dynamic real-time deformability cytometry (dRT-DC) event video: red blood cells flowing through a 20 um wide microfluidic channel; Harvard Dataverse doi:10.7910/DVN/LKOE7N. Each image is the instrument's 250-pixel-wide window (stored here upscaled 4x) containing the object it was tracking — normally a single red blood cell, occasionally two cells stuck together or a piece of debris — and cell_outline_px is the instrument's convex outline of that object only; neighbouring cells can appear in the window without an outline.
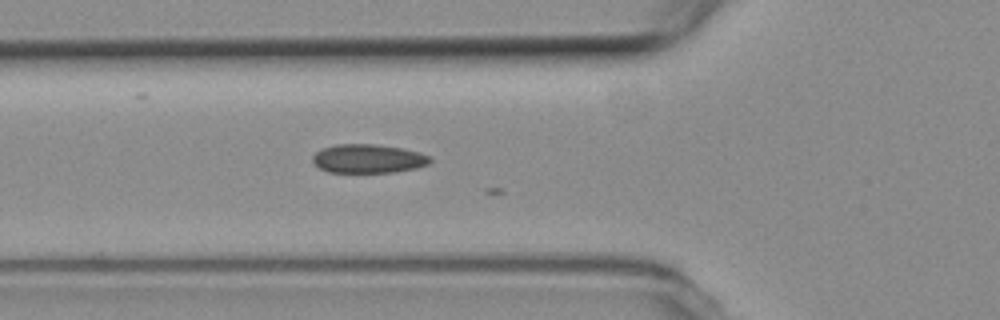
{"species": "common noctule bat (a hibernating species)", "species_latin": "Nyctalus noctula", "temperature_condition": "room temperature", "stored_images_in_passage": 16, "camera_frame_rate_fps": 3000, "um_per_image_px": 0.085, "animal": {"sex": "female", "body_mass_g": 19.3, "forearm_length_mm": 54.1}, "frame": {"image": 1, "passage_image": 10, "time_ms": 3.0, "image_size_px": [1000, 320], "cell_outline_px": [[432, 160], [428, 164], [416, 168], [396, 172], [328, 172], [320, 168], [312, 160], [312, 156], [316, 152], [324, 148], [336, 144], [376, 144], [404, 148], [420, 152], [432, 156]], "centroid_in_image_um": [31.35, 13.48], "position_along_channel_um": 94.5, "area_um2": 19.83}}
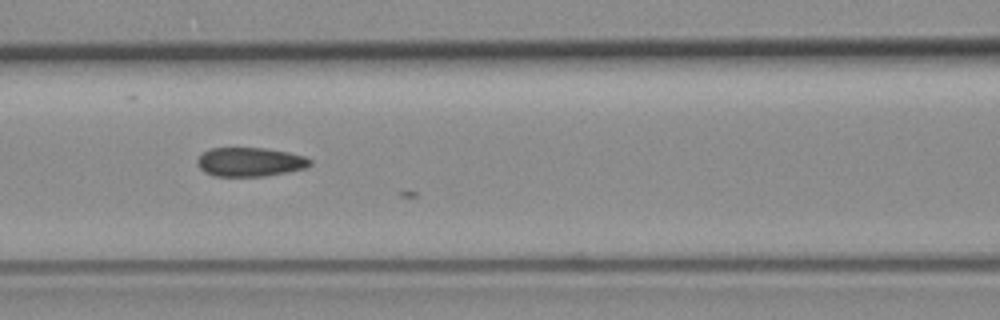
{"frame": {"image": 2, "passage_image": 14, "time_ms": 4.333, "image_size_px": [1000, 320], "cell_outline_px": [[312, 164], [304, 168], [288, 172], [264, 176], [212, 176], [204, 172], [196, 164], [196, 160], [204, 152], [212, 148], [264, 148], [288, 152], [304, 156], [312, 160]], "centroid_in_image_um": [21.24, 13.77], "position_along_channel_um": 145.4, "area_um2": 19.07}}